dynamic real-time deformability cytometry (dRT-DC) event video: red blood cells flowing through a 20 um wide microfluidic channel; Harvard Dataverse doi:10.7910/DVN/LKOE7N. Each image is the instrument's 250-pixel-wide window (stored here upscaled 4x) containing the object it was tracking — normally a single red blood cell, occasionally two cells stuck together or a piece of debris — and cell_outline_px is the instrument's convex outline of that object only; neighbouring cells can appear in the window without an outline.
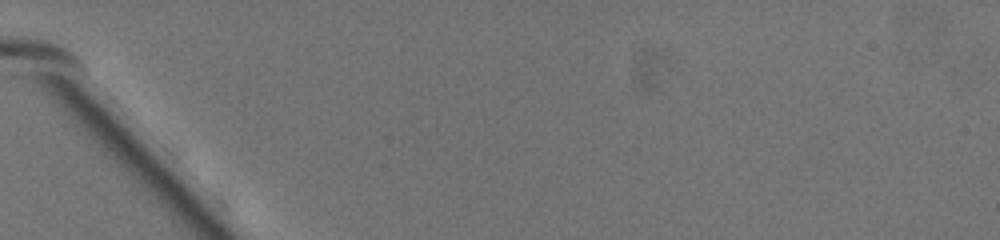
{"species": "common noctule bat (a hibernating species)", "species_latin": "Nyctalus noctula", "temperature_condition": "warm", "stored_images_in_passage": 4, "camera_frame_rate_fps": 3000, "um_per_image_px": 0.085, "animal": {"sex": "female", "body_mass_g": 19.5, "forearm_length_mm": 54.1}, "frame": {"image": 1, "passage_image": 2, "time_ms": 0.333, "image_size_px": [1000, 240], "cell_outline_px": [[292, 128], [276, 140], [260, 136], [244, 120], [236, 108], [236, 80], [244, 84], [256, 92]], "centroid_in_image_um": [22.05, 9.65], "position_along_channel_um": 63.0, "area_um2": 11.85}}